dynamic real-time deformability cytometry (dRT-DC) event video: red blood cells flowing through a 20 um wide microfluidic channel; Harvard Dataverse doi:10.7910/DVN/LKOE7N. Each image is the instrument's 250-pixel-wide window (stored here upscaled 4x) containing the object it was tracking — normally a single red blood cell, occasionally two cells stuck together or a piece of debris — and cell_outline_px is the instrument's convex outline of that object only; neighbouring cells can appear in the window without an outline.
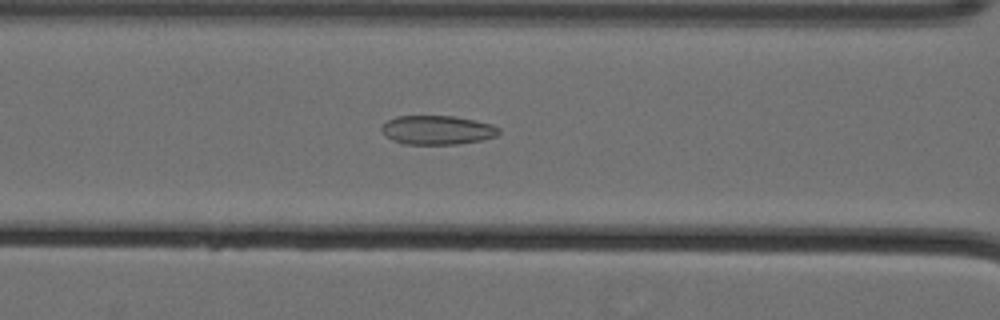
{"species": "Egyptian fruit bat (a non-hibernating species)", "species_latin": "Rousettus aegyptiacus", "temperature_condition": "cold", "stored_images_in_passage": 51, "camera_frame_rate_fps": 3000, "um_per_image_px": 0.085, "animal": {"sex": "female"}, "frame": {"image": 1, "passage_image": 21, "time_ms": 6.667, "image_size_px": [1000, 320], "cell_outline_px": [[500, 132], [496, 136], [480, 140], [456, 144], [404, 144], [392, 140], [380, 128], [388, 120], [396, 116], [452, 116], [492, 124], [500, 128]], "centroid_in_image_um": [37.18, 11.05], "position_along_channel_um": 129.4, "area_um2": 19.59}}
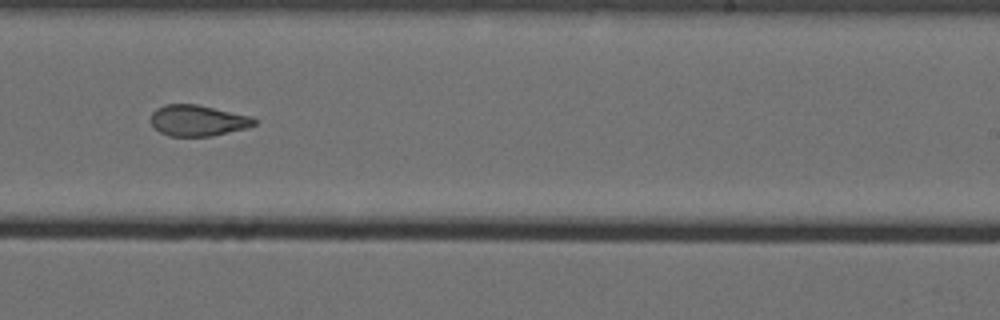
{"frame": {"image": 2, "passage_image": 33, "time_ms": 10.667, "image_size_px": [1000, 320], "cell_outline_px": [[256, 124], [248, 128], [212, 136], [168, 136], [160, 132], [152, 124], [152, 112], [156, 108], [164, 104], [196, 104], [252, 116], [256, 120]], "centroid_in_image_um": [16.83, 10.24], "position_along_channel_um": 272.2, "area_um2": 18.73}}
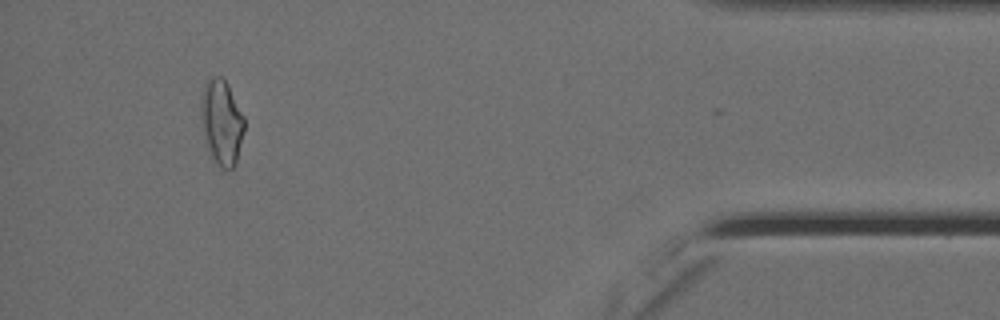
{"frame": {"image": 3, "passage_image": 49, "time_ms": 16.0, "image_size_px": [1000, 320], "cell_outline_px": [[244, 132], [236, 164], [232, 168], [220, 168], [208, 156], [204, 140], [200, 112], [200, 104], [204, 84], [212, 76], [220, 76], [228, 84], [244, 116]], "centroid_in_image_um": [18.82, 10.43], "position_along_channel_um": 416.4, "area_um2": 21.96}, "authors_computed_cell_mechanics": {"area_um2": 20.1722, "velocity_mm_per_s": 3.5853, "shape_relaxation_time_tau1_ms": null, "shape_relaxation_time_tau2_ms": 2.2072, "deformation_change_tau1": null, "deformation_change_tau2": 0.0775}}